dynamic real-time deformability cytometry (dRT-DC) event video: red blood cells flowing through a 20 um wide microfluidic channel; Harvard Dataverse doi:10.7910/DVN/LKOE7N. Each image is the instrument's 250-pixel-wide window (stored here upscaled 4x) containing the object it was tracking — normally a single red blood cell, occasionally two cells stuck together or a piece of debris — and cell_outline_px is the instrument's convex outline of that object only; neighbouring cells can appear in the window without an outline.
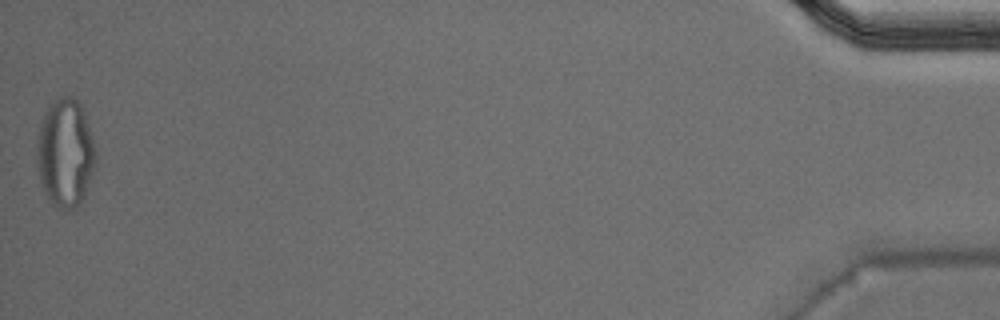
{"species": "Egyptian fruit bat (a non-hibernating species)", "species_latin": "Rousettus aegyptiacus", "temperature_condition": "warm", "stored_images_in_passage": 50, "camera_frame_rate_fps": 3000, "um_per_image_px": 0.085, "animal": {"sex": "male"}, "frame": {"image": 1, "passage_image": 50, "time_ms": 16.333, "image_size_px": [1000, 320], "cell_outline_px": [[96, 156], [92, 172], [84, 196], [76, 208], [56, 208], [48, 200], [44, 192], [40, 180], [36, 164], [36, 148], [40, 124], [44, 112], [48, 104], [60, 96], [72, 96], [80, 104], [84, 112], [92, 136], [96, 152]], "centroid_in_image_um": [5.52, 12.98], "position_along_channel_um": 429.7, "area_um2": 37.22}, "authors_computed_cell_mechanics": {"area_um2": 21.4727, "velocity_mm_per_s": 3.9602, "shape_relaxation_time_tau1_ms": null, "shape_relaxation_time_tau2_ms": 1.1693, "deformation_change_tau1": null, "deformation_change_tau2": 0.0734}}